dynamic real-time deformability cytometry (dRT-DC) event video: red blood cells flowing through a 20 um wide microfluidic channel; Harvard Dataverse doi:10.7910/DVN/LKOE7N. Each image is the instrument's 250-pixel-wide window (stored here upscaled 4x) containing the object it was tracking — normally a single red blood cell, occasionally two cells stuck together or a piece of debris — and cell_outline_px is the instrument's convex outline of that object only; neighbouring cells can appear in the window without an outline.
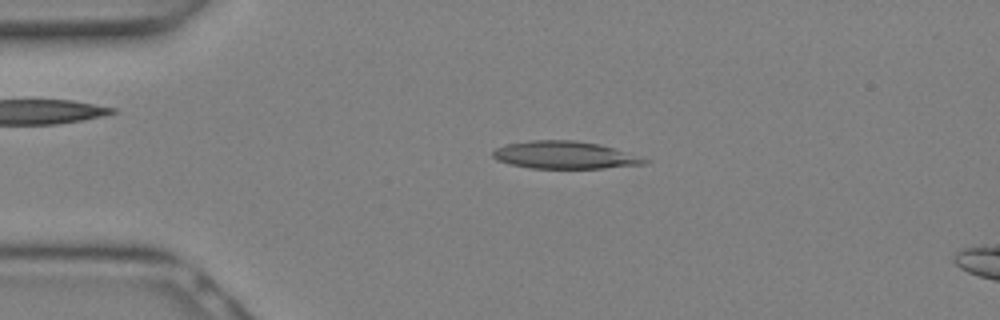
{"species": "Egyptian fruit bat (a non-hibernating species)", "species_latin": "Rousettus aegyptiacus", "temperature_condition": "warm", "stored_images_in_passage": 9, "camera_frame_rate_fps": 3000, "um_per_image_px": 0.085, "animal": {"sex": "female"}, "frame": {"image": 1, "passage_image": 6, "time_ms": 1.667, "image_size_px": [1000, 320], "cell_outline_px": [[652, 160], [648, 164], [604, 168], [528, 168], [496, 160], [492, 156], [492, 152], [496, 148], [504, 144], [528, 140], [576, 140], [600, 144]], "centroid_in_image_um": [48.0, 13.17], "position_along_channel_um": 37.0, "area_um2": 24.51}}